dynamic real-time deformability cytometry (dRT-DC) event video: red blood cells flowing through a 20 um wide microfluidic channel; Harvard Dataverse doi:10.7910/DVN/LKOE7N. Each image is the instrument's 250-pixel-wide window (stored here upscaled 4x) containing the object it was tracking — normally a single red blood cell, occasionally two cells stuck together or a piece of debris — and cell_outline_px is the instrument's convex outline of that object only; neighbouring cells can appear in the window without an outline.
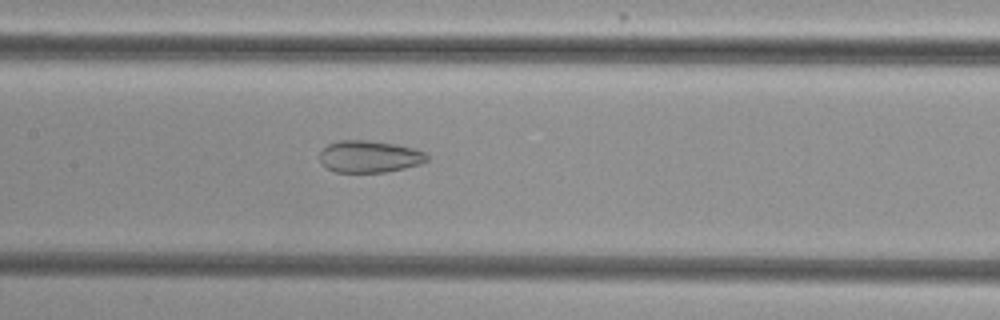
{"species": "common noctule bat (a hibernating species)", "species_latin": "Nyctalus noctula", "temperature_condition": "cold", "stored_images_in_passage": 34, "camera_frame_rate_fps": 3000, "um_per_image_px": 0.085, "animal": {"sex": "female", "body_mass_g": 29.2, "forearm_length_mm": 56.3}, "frame": {"image": 1, "passage_image": 10, "time_ms": 3.0, "image_size_px": [1000, 320], "cell_outline_px": [[428, 160], [420, 164], [404, 168], [384, 172], [336, 172], [320, 164], [320, 152], [328, 144], [340, 140], [368, 140], [396, 144], [412, 148], [424, 152], [428, 156]], "centroid_in_image_um": [31.38, 13.3], "position_along_channel_um": 176.0, "area_um2": 19.94}}
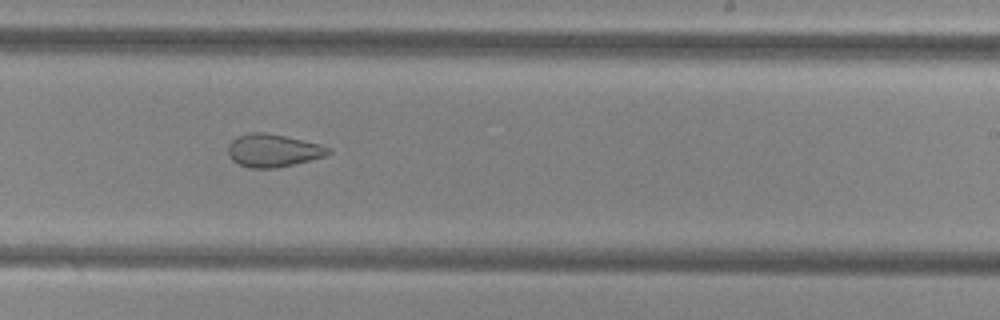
{"frame": {"image": 2, "passage_image": 17, "time_ms": 5.333, "image_size_px": [1000, 320], "cell_outline_px": [[332, 152], [324, 156], [276, 168], [248, 168], [232, 160], [228, 152], [228, 144], [236, 136], [248, 132], [264, 132], [284, 136], [320, 144], [332, 148]], "centroid_in_image_um": [23.19, 12.78], "position_along_channel_um": 265.8, "area_um2": 19.13}}
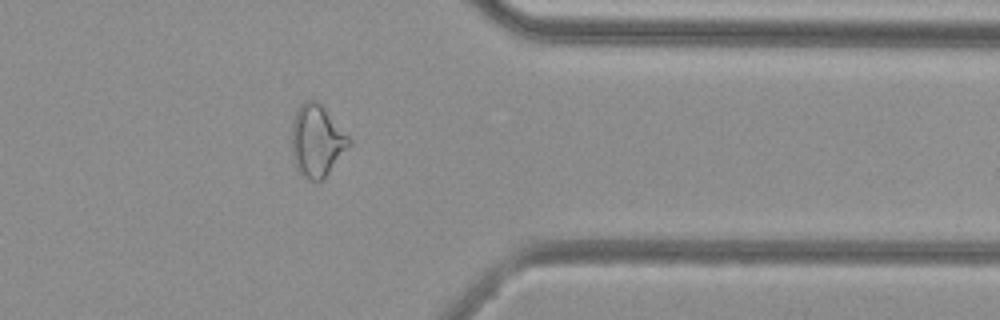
{"frame": {"image": 3, "passage_image": 27, "time_ms": 8.667, "image_size_px": [1000, 320], "cell_outline_px": [[352, 144], [328, 172], [320, 180], [308, 180], [300, 176], [296, 168], [292, 156], [292, 120], [300, 104], [304, 100], [316, 100], [320, 104], [352, 140]], "centroid_in_image_um": [26.91, 11.97], "position_along_channel_um": 384.5, "area_um2": 23.87}, "authors_computed_cell_mechanics": {"area_um2": 20.9814, "velocity_mm_per_s": 3.8598, "shape_relaxation_time_tau1_ms": null, "shape_relaxation_time_tau2_ms": 2.0742, "deformation_change_tau1": null, "deformation_change_tau2": 0.0813}}